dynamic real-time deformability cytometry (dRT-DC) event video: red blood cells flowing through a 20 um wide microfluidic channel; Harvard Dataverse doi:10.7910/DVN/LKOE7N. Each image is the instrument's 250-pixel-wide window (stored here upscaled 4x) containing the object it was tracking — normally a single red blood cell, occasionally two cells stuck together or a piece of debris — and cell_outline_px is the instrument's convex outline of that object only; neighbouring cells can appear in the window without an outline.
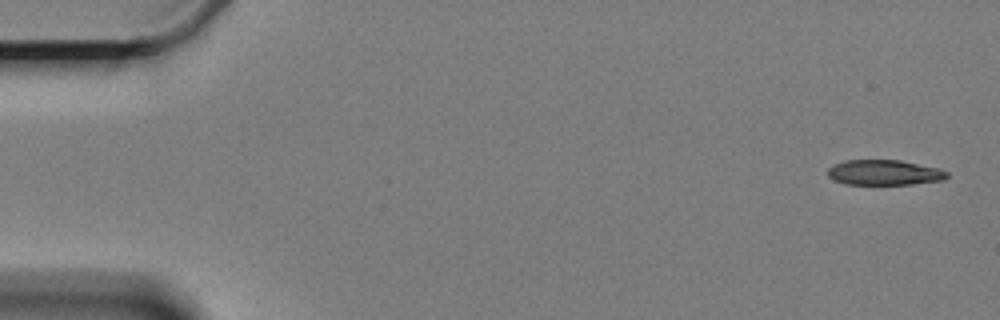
{"species": "Egyptian fruit bat (a non-hibernating species)", "species_latin": "Rousettus aegyptiacus", "temperature_condition": "cold", "stored_images_in_passage": 59, "camera_frame_rate_fps": 3000, "um_per_image_px": 0.085, "animal": {"sex": "female"}, "frame": {"image": 1, "passage_image": 1, "time_ms": 0.0, "image_size_px": [1000, 320], "cell_outline_px": [[948, 176], [944, 180], [912, 184], [844, 184], [832, 180], [828, 176], [828, 168], [832, 164], [844, 160], [900, 160], [940, 168], [948, 172]], "centroid_in_image_um": [75.14, 14.66], "position_along_channel_um": 9.9, "area_um2": 17.74}}
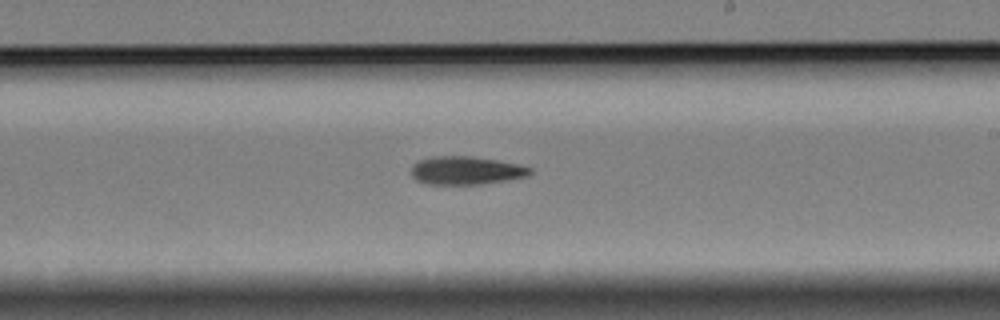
{"frame": {"image": 2, "passage_image": 34, "time_ms": 11.0, "image_size_px": [1000, 320], "cell_outline_px": [[532, 172], [528, 176], [508, 180], [484, 184], [424, 184], [416, 180], [412, 176], [412, 164], [420, 160], [432, 156], [468, 156], [496, 160], [520, 164], [532, 168]], "centroid_in_image_um": [39.62, 14.49], "position_along_channel_um": 249.4, "area_um2": 19.65}}
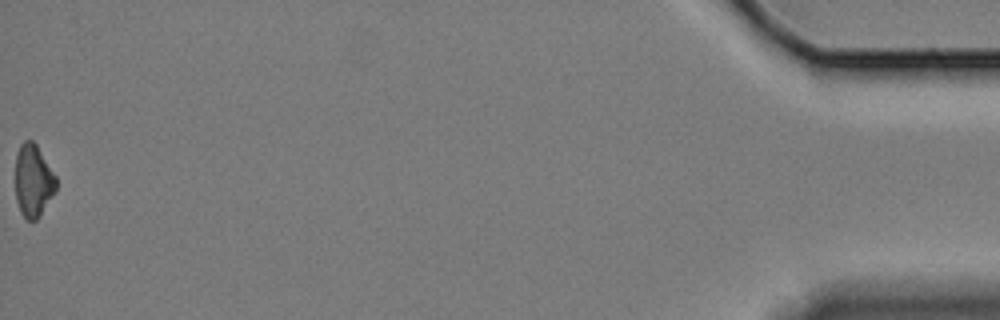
{"frame": {"image": 3, "passage_image": 59, "time_ms": 19.333, "image_size_px": [1000, 320], "cell_outline_px": [[56, 192], [40, 216], [36, 220], [28, 220], [20, 212], [16, 200], [16, 156], [20, 144], [24, 140], [32, 140], [36, 144], [56, 176]], "centroid_in_image_um": [2.83, 15.37], "position_along_channel_um": 432.4, "area_um2": 17.28}, "authors_computed_cell_mechanics": {"area_um2": 19.2474, "velocity_mm_per_s": 3.3386, "shape_relaxation_time_tau1_ms": 6.9677, "shape_relaxation_time_tau2_ms": null, "deformation_change_tau1": 0.1438, "deformation_change_tau2": null}}